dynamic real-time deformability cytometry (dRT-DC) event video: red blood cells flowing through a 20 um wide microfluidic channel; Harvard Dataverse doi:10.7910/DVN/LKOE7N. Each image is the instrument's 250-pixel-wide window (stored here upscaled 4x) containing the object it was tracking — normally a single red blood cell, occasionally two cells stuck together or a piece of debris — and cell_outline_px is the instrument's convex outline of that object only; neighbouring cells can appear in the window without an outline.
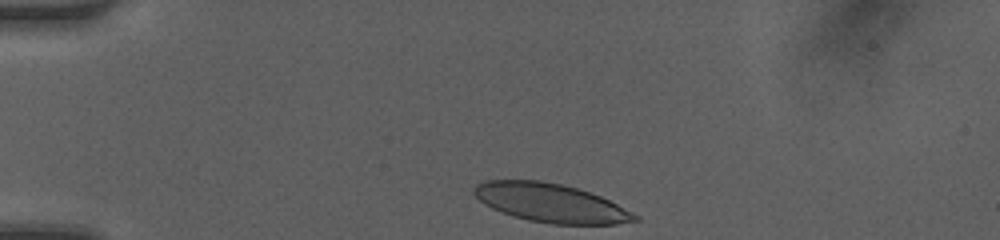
{"species": "human", "species_latin": "Homo sapiens", "temperature_condition": "room temperature", "stored_images_in_passage": 31, "camera_frame_rate_fps": 3000, "um_per_image_px": 0.085, "donor": {"sex": "female"}, "frame": {"image": 1, "passage_image": 1, "time_ms": 0.0, "image_size_px": [1000, 240], "cell_outline_px": [[640, 220], [616, 224], [552, 224], [528, 220], [492, 208], [484, 204], [472, 192], [472, 188], [476, 184], [488, 180], [540, 180], [560, 184], [576, 188], [600, 196], [640, 216]], "centroid_in_image_um": [46.8, 17.24], "position_along_channel_um": 38.2, "area_um2": 35.89}}
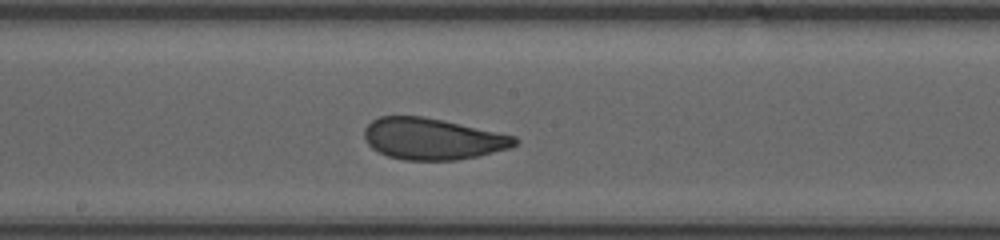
{"frame": {"image": 2, "passage_image": 17, "time_ms": 5.333, "image_size_px": [1000, 240], "cell_outline_px": [[520, 140], [512, 148], [476, 156], [456, 160], [404, 160], [388, 156], [372, 148], [368, 144], [364, 136], [364, 128], [372, 120], [380, 116], [424, 116], [516, 136]], "centroid_in_image_um": [36.77, 11.8], "position_along_channel_um": 211.4, "area_um2": 36.3}}
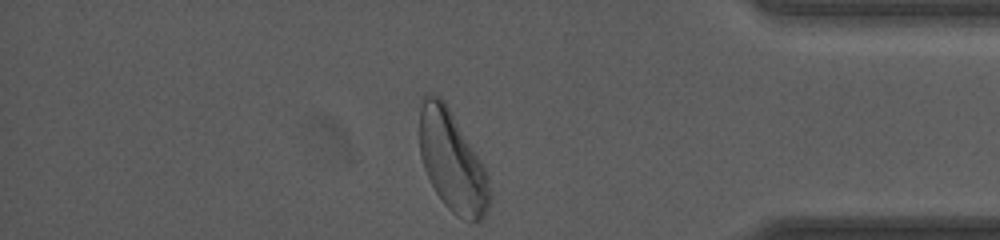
{"frame": {"image": 3, "passage_image": 31, "time_ms": 10.0, "image_size_px": [1000, 240], "cell_outline_px": [[492, 200], [484, 216], [480, 220], [472, 224], [456, 216], [444, 204], [436, 192], [424, 168], [420, 156], [420, 96], [428, 92], [440, 96], [444, 100], [484, 164], [488, 176], [492, 196]], "centroid_in_image_um": [38.46, 13.72], "position_along_channel_um": 396.7, "area_um2": 41.67}, "authors_computed_cell_mechanics": {"area_um2": 37.3388, "velocity_mm_per_s": 4.19, "shape_relaxation_time_tau1_ms": 3.6203, "shape_relaxation_time_tau2_ms": 0.8348, "deformation_change_tau1": 0.1409, "deformation_change_tau2": 0.0779}}